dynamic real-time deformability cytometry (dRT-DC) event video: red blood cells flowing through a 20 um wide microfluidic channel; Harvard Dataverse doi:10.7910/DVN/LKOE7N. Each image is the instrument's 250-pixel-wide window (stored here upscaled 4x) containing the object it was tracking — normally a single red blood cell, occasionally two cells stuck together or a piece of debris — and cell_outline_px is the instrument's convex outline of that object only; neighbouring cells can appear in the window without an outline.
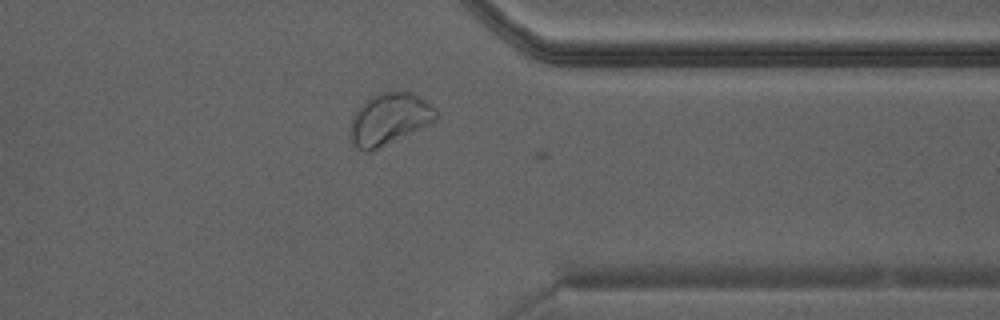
{"species": "Egyptian fruit bat (a non-hibernating species)", "species_latin": "Rousettus aegyptiacus", "temperature_condition": "warm", "stored_images_in_passage": 17, "camera_frame_rate_fps": 3000, "um_per_image_px": 0.085, "animal": {"sex": "male"}, "frame": {"image": 1, "passage_image": 16, "time_ms": 5.0, "image_size_px": [1000, 320], "cell_outline_px": [[440, 116], [436, 120], [372, 152], [368, 152], [352, 148], [348, 140], [348, 128], [352, 116], [360, 104], [368, 96], [380, 92], [412, 92], [420, 96], [436, 108], [440, 112]], "centroid_in_image_um": [33.02, 10.13], "position_along_channel_um": 378.4, "area_um2": 26.7}}